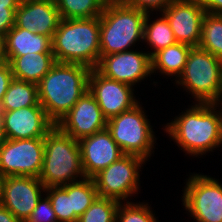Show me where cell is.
<instances>
[{"instance_id":"14","label":"cell","mask_w":222,"mask_h":222,"mask_svg":"<svg viewBox=\"0 0 222 222\" xmlns=\"http://www.w3.org/2000/svg\"><path fill=\"white\" fill-rule=\"evenodd\" d=\"M56 126L63 133L79 141L106 129L107 119L103 116L94 96L87 90Z\"/></svg>"},{"instance_id":"11","label":"cell","mask_w":222,"mask_h":222,"mask_svg":"<svg viewBox=\"0 0 222 222\" xmlns=\"http://www.w3.org/2000/svg\"><path fill=\"white\" fill-rule=\"evenodd\" d=\"M46 187L38 177L7 176L0 180V203L21 222H26ZM42 192V193H41Z\"/></svg>"},{"instance_id":"32","label":"cell","mask_w":222,"mask_h":222,"mask_svg":"<svg viewBox=\"0 0 222 222\" xmlns=\"http://www.w3.org/2000/svg\"><path fill=\"white\" fill-rule=\"evenodd\" d=\"M129 6L145 13H161L173 0H124ZM158 11V12H157Z\"/></svg>"},{"instance_id":"30","label":"cell","mask_w":222,"mask_h":222,"mask_svg":"<svg viewBox=\"0 0 222 222\" xmlns=\"http://www.w3.org/2000/svg\"><path fill=\"white\" fill-rule=\"evenodd\" d=\"M18 0H0V37L5 38L7 32L15 24V12Z\"/></svg>"},{"instance_id":"22","label":"cell","mask_w":222,"mask_h":222,"mask_svg":"<svg viewBox=\"0 0 222 222\" xmlns=\"http://www.w3.org/2000/svg\"><path fill=\"white\" fill-rule=\"evenodd\" d=\"M29 106H41L38 85L13 78L0 106V111H13Z\"/></svg>"},{"instance_id":"39","label":"cell","mask_w":222,"mask_h":222,"mask_svg":"<svg viewBox=\"0 0 222 222\" xmlns=\"http://www.w3.org/2000/svg\"><path fill=\"white\" fill-rule=\"evenodd\" d=\"M106 2H116V1H124V0H105Z\"/></svg>"},{"instance_id":"31","label":"cell","mask_w":222,"mask_h":222,"mask_svg":"<svg viewBox=\"0 0 222 222\" xmlns=\"http://www.w3.org/2000/svg\"><path fill=\"white\" fill-rule=\"evenodd\" d=\"M45 196L39 199L26 222H58L50 199L47 195Z\"/></svg>"},{"instance_id":"37","label":"cell","mask_w":222,"mask_h":222,"mask_svg":"<svg viewBox=\"0 0 222 222\" xmlns=\"http://www.w3.org/2000/svg\"><path fill=\"white\" fill-rule=\"evenodd\" d=\"M5 141H6V136H5V133H4L2 118H1V115H0V147L4 144Z\"/></svg>"},{"instance_id":"28","label":"cell","mask_w":222,"mask_h":222,"mask_svg":"<svg viewBox=\"0 0 222 222\" xmlns=\"http://www.w3.org/2000/svg\"><path fill=\"white\" fill-rule=\"evenodd\" d=\"M120 202L98 196L77 222H116Z\"/></svg>"},{"instance_id":"38","label":"cell","mask_w":222,"mask_h":222,"mask_svg":"<svg viewBox=\"0 0 222 222\" xmlns=\"http://www.w3.org/2000/svg\"><path fill=\"white\" fill-rule=\"evenodd\" d=\"M48 0H18L19 4H28V3H36V2H44Z\"/></svg>"},{"instance_id":"36","label":"cell","mask_w":222,"mask_h":222,"mask_svg":"<svg viewBox=\"0 0 222 222\" xmlns=\"http://www.w3.org/2000/svg\"><path fill=\"white\" fill-rule=\"evenodd\" d=\"M8 63L6 56L5 38L0 37V65Z\"/></svg>"},{"instance_id":"25","label":"cell","mask_w":222,"mask_h":222,"mask_svg":"<svg viewBox=\"0 0 222 222\" xmlns=\"http://www.w3.org/2000/svg\"><path fill=\"white\" fill-rule=\"evenodd\" d=\"M198 47L222 61V16L205 14Z\"/></svg>"},{"instance_id":"16","label":"cell","mask_w":222,"mask_h":222,"mask_svg":"<svg viewBox=\"0 0 222 222\" xmlns=\"http://www.w3.org/2000/svg\"><path fill=\"white\" fill-rule=\"evenodd\" d=\"M6 139L44 138L55 126L42 106L0 111Z\"/></svg>"},{"instance_id":"13","label":"cell","mask_w":222,"mask_h":222,"mask_svg":"<svg viewBox=\"0 0 222 222\" xmlns=\"http://www.w3.org/2000/svg\"><path fill=\"white\" fill-rule=\"evenodd\" d=\"M104 77L134 86L152 74L148 52L133 49L102 56L95 68Z\"/></svg>"},{"instance_id":"8","label":"cell","mask_w":222,"mask_h":222,"mask_svg":"<svg viewBox=\"0 0 222 222\" xmlns=\"http://www.w3.org/2000/svg\"><path fill=\"white\" fill-rule=\"evenodd\" d=\"M147 162L135 155H124L93 177L100 197L120 203L138 194L141 167ZM127 198V199H126Z\"/></svg>"},{"instance_id":"4","label":"cell","mask_w":222,"mask_h":222,"mask_svg":"<svg viewBox=\"0 0 222 222\" xmlns=\"http://www.w3.org/2000/svg\"><path fill=\"white\" fill-rule=\"evenodd\" d=\"M84 178L78 140L63 133L55 125L44 137L40 181L48 188L75 183Z\"/></svg>"},{"instance_id":"29","label":"cell","mask_w":222,"mask_h":222,"mask_svg":"<svg viewBox=\"0 0 222 222\" xmlns=\"http://www.w3.org/2000/svg\"><path fill=\"white\" fill-rule=\"evenodd\" d=\"M116 222H159L148 203H120L116 212Z\"/></svg>"},{"instance_id":"9","label":"cell","mask_w":222,"mask_h":222,"mask_svg":"<svg viewBox=\"0 0 222 222\" xmlns=\"http://www.w3.org/2000/svg\"><path fill=\"white\" fill-rule=\"evenodd\" d=\"M182 203L196 222H222V184L213 177L190 175Z\"/></svg>"},{"instance_id":"19","label":"cell","mask_w":222,"mask_h":222,"mask_svg":"<svg viewBox=\"0 0 222 222\" xmlns=\"http://www.w3.org/2000/svg\"><path fill=\"white\" fill-rule=\"evenodd\" d=\"M13 77L39 84L56 63L53 53H29L23 56H7Z\"/></svg>"},{"instance_id":"1","label":"cell","mask_w":222,"mask_h":222,"mask_svg":"<svg viewBox=\"0 0 222 222\" xmlns=\"http://www.w3.org/2000/svg\"><path fill=\"white\" fill-rule=\"evenodd\" d=\"M219 106L195 103L167 123L164 132L189 156L202 157L222 145V107Z\"/></svg>"},{"instance_id":"10","label":"cell","mask_w":222,"mask_h":222,"mask_svg":"<svg viewBox=\"0 0 222 222\" xmlns=\"http://www.w3.org/2000/svg\"><path fill=\"white\" fill-rule=\"evenodd\" d=\"M44 138L6 139L0 147V177L40 176L43 166Z\"/></svg>"},{"instance_id":"27","label":"cell","mask_w":222,"mask_h":222,"mask_svg":"<svg viewBox=\"0 0 222 222\" xmlns=\"http://www.w3.org/2000/svg\"><path fill=\"white\" fill-rule=\"evenodd\" d=\"M93 178H84L71 183V204L74 213L80 217L98 197Z\"/></svg>"},{"instance_id":"24","label":"cell","mask_w":222,"mask_h":222,"mask_svg":"<svg viewBox=\"0 0 222 222\" xmlns=\"http://www.w3.org/2000/svg\"><path fill=\"white\" fill-rule=\"evenodd\" d=\"M61 19L99 17L106 5L105 0H55Z\"/></svg>"},{"instance_id":"18","label":"cell","mask_w":222,"mask_h":222,"mask_svg":"<svg viewBox=\"0 0 222 222\" xmlns=\"http://www.w3.org/2000/svg\"><path fill=\"white\" fill-rule=\"evenodd\" d=\"M60 20L55 0H48L19 4L15 12L14 26L53 38Z\"/></svg>"},{"instance_id":"3","label":"cell","mask_w":222,"mask_h":222,"mask_svg":"<svg viewBox=\"0 0 222 222\" xmlns=\"http://www.w3.org/2000/svg\"><path fill=\"white\" fill-rule=\"evenodd\" d=\"M100 17L61 19L52 38L56 62L95 69L100 61Z\"/></svg>"},{"instance_id":"2","label":"cell","mask_w":222,"mask_h":222,"mask_svg":"<svg viewBox=\"0 0 222 222\" xmlns=\"http://www.w3.org/2000/svg\"><path fill=\"white\" fill-rule=\"evenodd\" d=\"M91 69L56 62L38 84L39 103L56 125L88 90Z\"/></svg>"},{"instance_id":"35","label":"cell","mask_w":222,"mask_h":222,"mask_svg":"<svg viewBox=\"0 0 222 222\" xmlns=\"http://www.w3.org/2000/svg\"><path fill=\"white\" fill-rule=\"evenodd\" d=\"M0 222H21L0 203Z\"/></svg>"},{"instance_id":"21","label":"cell","mask_w":222,"mask_h":222,"mask_svg":"<svg viewBox=\"0 0 222 222\" xmlns=\"http://www.w3.org/2000/svg\"><path fill=\"white\" fill-rule=\"evenodd\" d=\"M192 46L185 43H176L159 50L151 57L152 74L156 71L168 77L175 76L177 80L186 65Z\"/></svg>"},{"instance_id":"12","label":"cell","mask_w":222,"mask_h":222,"mask_svg":"<svg viewBox=\"0 0 222 222\" xmlns=\"http://www.w3.org/2000/svg\"><path fill=\"white\" fill-rule=\"evenodd\" d=\"M88 90L94 96L107 120L132 109L139 103V99L134 97L133 86L108 79L96 69L90 71Z\"/></svg>"},{"instance_id":"40","label":"cell","mask_w":222,"mask_h":222,"mask_svg":"<svg viewBox=\"0 0 222 222\" xmlns=\"http://www.w3.org/2000/svg\"><path fill=\"white\" fill-rule=\"evenodd\" d=\"M221 98H222V93H221ZM220 103H221V105H220ZM219 105H220V107L222 106V99L219 101Z\"/></svg>"},{"instance_id":"33","label":"cell","mask_w":222,"mask_h":222,"mask_svg":"<svg viewBox=\"0 0 222 222\" xmlns=\"http://www.w3.org/2000/svg\"><path fill=\"white\" fill-rule=\"evenodd\" d=\"M13 78L14 77L9 63L0 65V106Z\"/></svg>"},{"instance_id":"26","label":"cell","mask_w":222,"mask_h":222,"mask_svg":"<svg viewBox=\"0 0 222 222\" xmlns=\"http://www.w3.org/2000/svg\"><path fill=\"white\" fill-rule=\"evenodd\" d=\"M44 193L50 199L58 222L78 221L79 217L72 210L71 183L59 187H48Z\"/></svg>"},{"instance_id":"5","label":"cell","mask_w":222,"mask_h":222,"mask_svg":"<svg viewBox=\"0 0 222 222\" xmlns=\"http://www.w3.org/2000/svg\"><path fill=\"white\" fill-rule=\"evenodd\" d=\"M146 15L125 1L107 2L99 16L100 58L131 50L137 41H143Z\"/></svg>"},{"instance_id":"34","label":"cell","mask_w":222,"mask_h":222,"mask_svg":"<svg viewBox=\"0 0 222 222\" xmlns=\"http://www.w3.org/2000/svg\"><path fill=\"white\" fill-rule=\"evenodd\" d=\"M206 13L222 16V0H196Z\"/></svg>"},{"instance_id":"6","label":"cell","mask_w":222,"mask_h":222,"mask_svg":"<svg viewBox=\"0 0 222 222\" xmlns=\"http://www.w3.org/2000/svg\"><path fill=\"white\" fill-rule=\"evenodd\" d=\"M176 84L195 99L194 103L219 104L222 93V61L199 47H192Z\"/></svg>"},{"instance_id":"23","label":"cell","mask_w":222,"mask_h":222,"mask_svg":"<svg viewBox=\"0 0 222 222\" xmlns=\"http://www.w3.org/2000/svg\"><path fill=\"white\" fill-rule=\"evenodd\" d=\"M159 14V18L157 16L156 20L149 23L152 18L147 13L144 21L143 41L154 50L148 51L151 57L159 50L177 43L167 18L162 13Z\"/></svg>"},{"instance_id":"20","label":"cell","mask_w":222,"mask_h":222,"mask_svg":"<svg viewBox=\"0 0 222 222\" xmlns=\"http://www.w3.org/2000/svg\"><path fill=\"white\" fill-rule=\"evenodd\" d=\"M6 56L53 53L52 38L13 26L5 36Z\"/></svg>"},{"instance_id":"15","label":"cell","mask_w":222,"mask_h":222,"mask_svg":"<svg viewBox=\"0 0 222 222\" xmlns=\"http://www.w3.org/2000/svg\"><path fill=\"white\" fill-rule=\"evenodd\" d=\"M178 43L198 47L206 14L196 0H173L162 12Z\"/></svg>"},{"instance_id":"7","label":"cell","mask_w":222,"mask_h":222,"mask_svg":"<svg viewBox=\"0 0 222 222\" xmlns=\"http://www.w3.org/2000/svg\"><path fill=\"white\" fill-rule=\"evenodd\" d=\"M140 102L132 109L107 120V130L126 155L149 160L155 149L156 139L152 125Z\"/></svg>"},{"instance_id":"17","label":"cell","mask_w":222,"mask_h":222,"mask_svg":"<svg viewBox=\"0 0 222 222\" xmlns=\"http://www.w3.org/2000/svg\"><path fill=\"white\" fill-rule=\"evenodd\" d=\"M81 163L86 178H93L125 154L106 129L80 139Z\"/></svg>"}]
</instances>
